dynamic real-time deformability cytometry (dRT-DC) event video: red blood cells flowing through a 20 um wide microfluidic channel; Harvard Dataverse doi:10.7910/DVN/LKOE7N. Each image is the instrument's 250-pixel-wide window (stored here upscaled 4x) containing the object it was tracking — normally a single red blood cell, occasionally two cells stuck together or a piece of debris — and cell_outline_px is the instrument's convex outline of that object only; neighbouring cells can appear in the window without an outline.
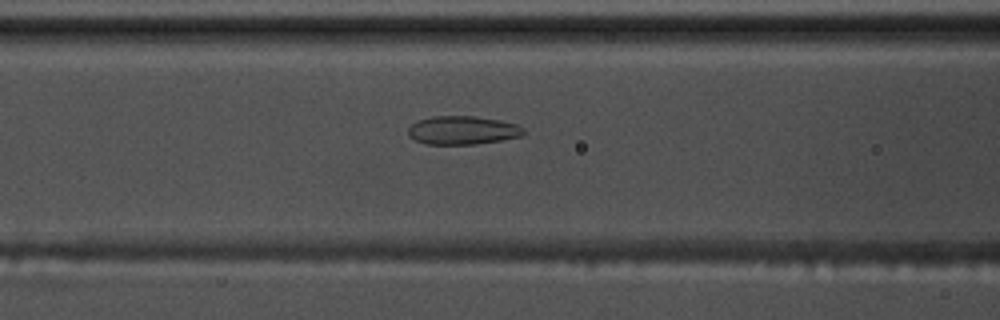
{"species": "common noctule bat (a hibernating species)", "species_latin": "Nyctalus noctula", "temperature_condition": "warm", "stored_images_in_passage": 54, "camera_frame_rate_fps": 3000, "um_per_image_px": 0.085, "animal": {"sex": "male", "body_mass_g": 17.5, "forearm_length_mm": 52.3}, "frame": {"image": 1, "passage_image": 24, "time_ms": 7.667, "image_size_px": [1000, 320], "cell_outline_px": [[524, 132], [520, 136], [500, 140], [476, 144], [424, 144], [408, 136], [408, 128], [412, 124], [420, 120], [432, 116], [476, 116], [500, 120], [516, 124], [524, 128]], "centroid_in_image_um": [39.3, 11.07], "position_along_channel_um": 127.3, "area_um2": 19.07}}
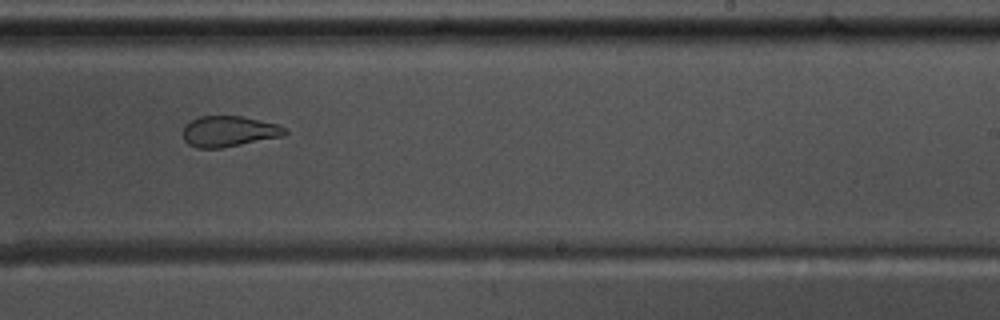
{"frame": {"image": 2, "passage_image": 36, "time_ms": 11.667, "image_size_px": [1000, 320], "cell_outline_px": [[288, 132], [284, 136], [220, 148], [196, 148], [188, 144], [184, 140], [184, 124], [200, 116], [244, 116], [276, 124], [288, 128]], "centroid_in_image_um": [19.48, 11.16], "position_along_channel_um": 269.5, "area_um2": 18.32}}
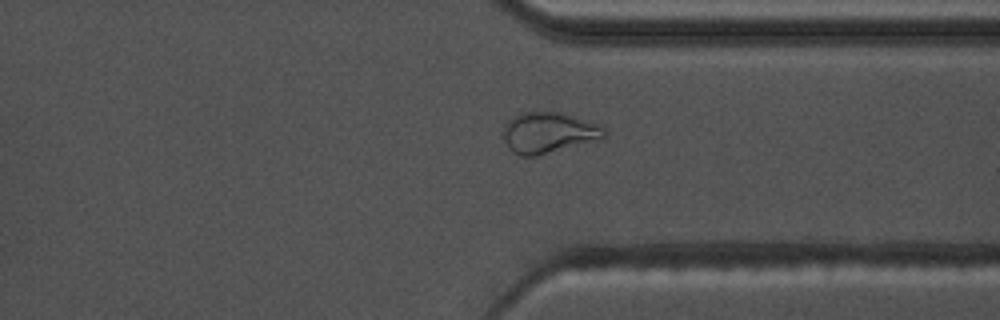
{"frame": {"image": 3, "passage_image": 44, "time_ms": 14.333, "image_size_px": [1000, 320], "cell_outline_px": [[608, 136], [600, 140], [536, 156], [520, 156], [512, 152], [508, 148], [504, 140], [504, 124], [512, 116], [520, 112], [560, 112], [596, 124], [604, 128]], "centroid_in_image_um": [46.61, 11.29], "position_along_channel_um": 364.8, "area_um2": 24.16}, "authors_computed_cell_mechanics": {"area_um2": 20.8369, "velocity_mm_per_s": 3.5654, "shape_relaxation_time_tau1_ms": null, "shape_relaxation_time_tau2_ms": 1.3436, "deformation_change_tau1": null, "deformation_change_tau2": 0.0746}}